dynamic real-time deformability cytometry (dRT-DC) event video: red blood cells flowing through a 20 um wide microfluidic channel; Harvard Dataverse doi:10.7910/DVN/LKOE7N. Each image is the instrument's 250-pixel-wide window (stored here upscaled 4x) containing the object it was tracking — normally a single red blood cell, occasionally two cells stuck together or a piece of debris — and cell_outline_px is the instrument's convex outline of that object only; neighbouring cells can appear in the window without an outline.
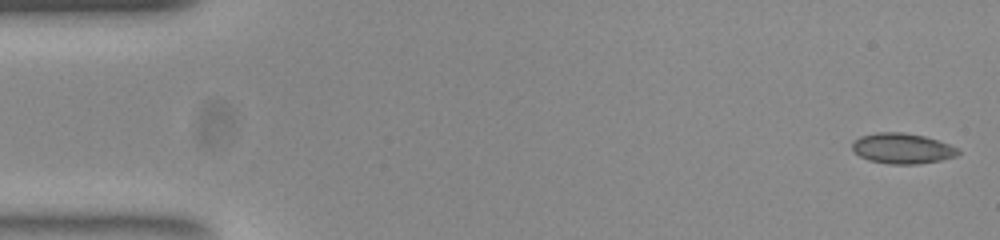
{"species": "common noctule bat (a hibernating species)", "species_latin": "Nyctalus noctula", "temperature_condition": "room temperature", "stored_images_in_passage": 52, "camera_frame_rate_fps": 3000, "um_per_image_px": 0.085, "animal": {"sex": "female", "body_mass_g": 23.0, "forearm_length_mm": 53.4}, "frame": {"image": 1, "passage_image": 1, "time_ms": 0.0, "image_size_px": [1000, 240], "cell_outline_px": [[960, 152], [956, 156], [940, 160], [916, 164], [888, 164], [868, 160], [860, 156], [852, 148], [852, 140], [860, 136], [876, 132], [904, 132], [924, 136], [948, 144], [956, 148]], "centroid_in_image_um": [76.65, 12.61], "position_along_channel_um": 8.4, "area_um2": 18.73}}
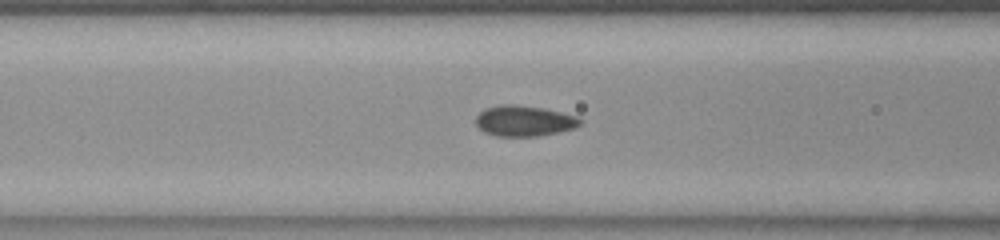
{"frame": {"image": 2, "passage_image": 20, "time_ms": 6.333, "image_size_px": [1000, 240], "cell_outline_px": [[584, 120], [576, 128], [540, 136], [496, 136], [484, 132], [476, 124], [476, 116], [484, 108], [500, 104], [512, 104], [544, 108], [576, 116]], "centroid_in_image_um": [44.55, 10.27], "position_along_channel_um": 122.0, "area_um2": 18.79}}
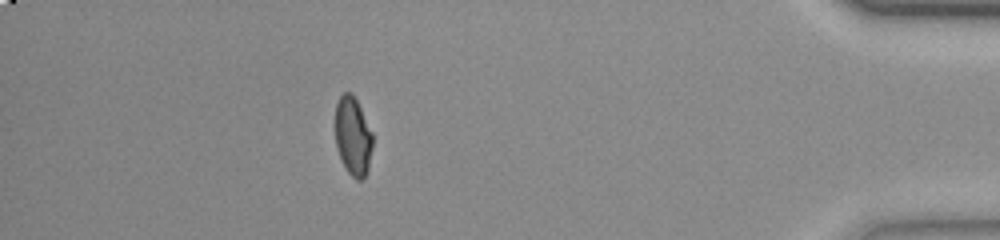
{"frame": {"image": 3, "passage_image": 46, "time_ms": 15.0, "image_size_px": [1000, 240], "cell_outline_px": [[372, 148], [368, 168], [364, 176], [360, 180], [356, 180], [348, 172], [340, 160], [336, 148], [336, 104], [340, 96], [344, 92], [352, 92], [372, 132]], "centroid_in_image_um": [29.99, 11.59], "position_along_channel_um": 405.2, "area_um2": 16.99}, "authors_computed_cell_mechanics": {"area_um2": 18.0914, "velocity_mm_per_s": 3.8791, "shape_relaxation_time_tau1_ms": 3.7471, "shape_relaxation_time_tau2_ms": null, "deformation_change_tau1": 0.1124, "deformation_change_tau2": null}}